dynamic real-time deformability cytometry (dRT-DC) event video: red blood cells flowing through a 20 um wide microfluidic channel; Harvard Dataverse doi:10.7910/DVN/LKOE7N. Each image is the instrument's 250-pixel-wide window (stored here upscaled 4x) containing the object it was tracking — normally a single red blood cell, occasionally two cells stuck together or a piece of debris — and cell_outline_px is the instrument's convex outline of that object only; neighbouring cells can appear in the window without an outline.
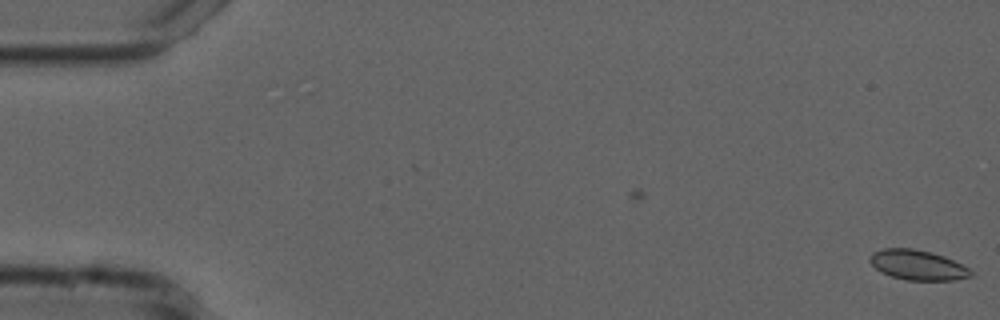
{"species": "common noctule bat (a hibernating species)", "species_latin": "Nyctalus noctula", "temperature_condition": "cold", "stored_images_in_passage": 10, "camera_frame_rate_fps": 3000, "um_per_image_px": 0.085, "animal": {"sex": "male", "forearm_length_mm": 52.5}, "frame": {"image": 1, "passage_image": 10, "time_ms": 3.0, "image_size_px": [1000, 320], "cell_outline_px": [[972, 276], [956, 280], [904, 280], [880, 272], [868, 260], [872, 252], [884, 248], [912, 248], [932, 252], [944, 256], [968, 268], [972, 272]], "centroid_in_image_um": [77.97, 22.52], "position_along_channel_um": 7.0, "area_um2": 17.63}}